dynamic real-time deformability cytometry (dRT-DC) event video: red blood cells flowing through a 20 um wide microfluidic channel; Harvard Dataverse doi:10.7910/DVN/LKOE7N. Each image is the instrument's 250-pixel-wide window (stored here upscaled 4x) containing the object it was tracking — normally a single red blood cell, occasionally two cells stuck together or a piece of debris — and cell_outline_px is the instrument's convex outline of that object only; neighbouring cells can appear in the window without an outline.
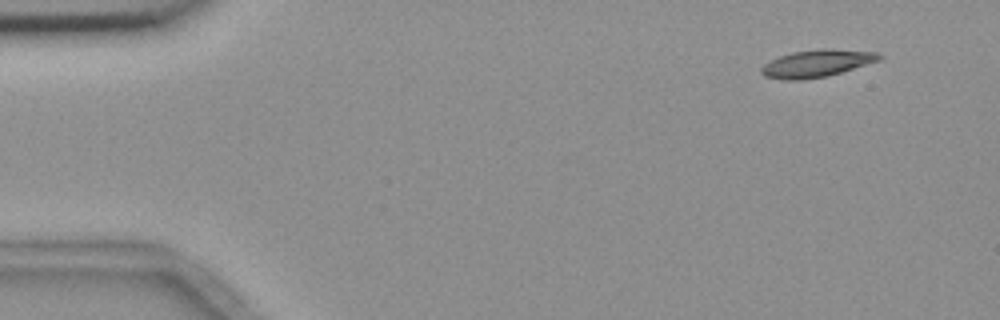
{"species": "common noctule bat (a hibernating species)", "species_latin": "Nyctalus noctula", "temperature_condition": "room temperature", "stored_images_in_passage": 4, "camera_frame_rate_fps": 3000, "um_per_image_px": 0.085, "animal": {"sex": "female", "body_mass_g": 18.4}, "frame": {"image": 1, "passage_image": 2, "time_ms": 1.0, "image_size_px": [1000, 320], "cell_outline_px": [[884, 56], [880, 60], [828, 76], [800, 80], [784, 80], [764, 76], [760, 72], [760, 68], [764, 64], [780, 56], [792, 52], [820, 48], [832, 48], [880, 52]], "centroid_in_image_um": [69.46, 5.38], "position_along_channel_um": 15.5, "area_um2": 18.96}}
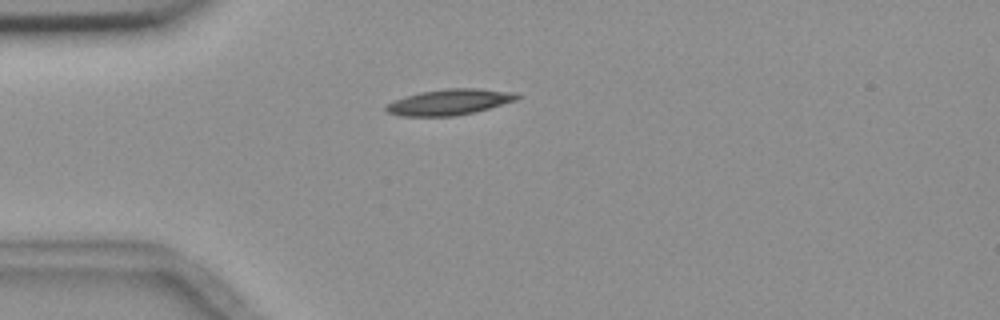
{"frame": {"image": 2, "passage_image": 4, "time_ms": 4.333, "image_size_px": [1000, 320], "cell_outline_px": [[520, 96], [516, 100], [476, 112], [452, 116], [400, 116], [388, 112], [384, 108], [384, 104], [404, 96], [420, 92], [444, 88], [476, 88], [516, 92]], "centroid_in_image_um": [38.17, 8.67], "position_along_channel_um": 46.8, "area_um2": 19.88}}